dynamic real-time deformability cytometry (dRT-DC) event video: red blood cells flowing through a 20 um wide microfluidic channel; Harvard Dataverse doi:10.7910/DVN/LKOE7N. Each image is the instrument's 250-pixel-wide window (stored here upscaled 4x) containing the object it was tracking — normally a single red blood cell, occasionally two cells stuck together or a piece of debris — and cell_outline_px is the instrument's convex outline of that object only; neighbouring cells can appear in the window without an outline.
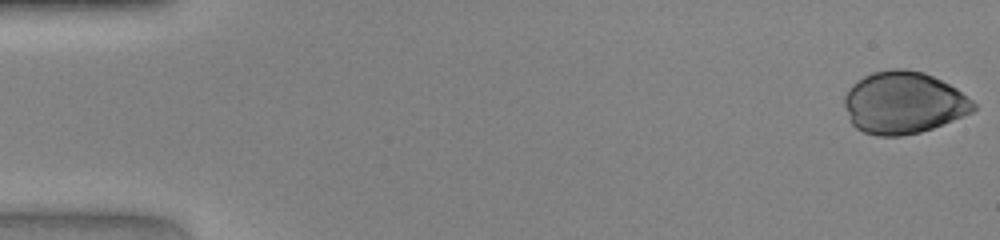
{"species": "human", "species_latin": "Homo sapiens", "temperature_condition": "warm", "stored_images_in_passage": 47, "camera_frame_rate_fps": 3000, "um_per_image_px": 0.085, "donor": {"sex": "female"}, "frame": {"image": 1, "passage_image": 1, "time_ms": 0.0, "image_size_px": [1000, 240], "cell_outline_px": [[976, 108], [972, 112], [932, 128], [920, 132], [900, 136], [880, 136], [864, 132], [856, 128], [852, 124], [844, 104], [844, 96], [848, 88], [856, 80], [872, 72], [888, 68], [904, 68], [924, 72], [956, 88], [972, 100], [976, 104]], "centroid_in_image_um": [76.77, 8.71], "position_along_channel_um": 8.2, "area_um2": 46.7}}
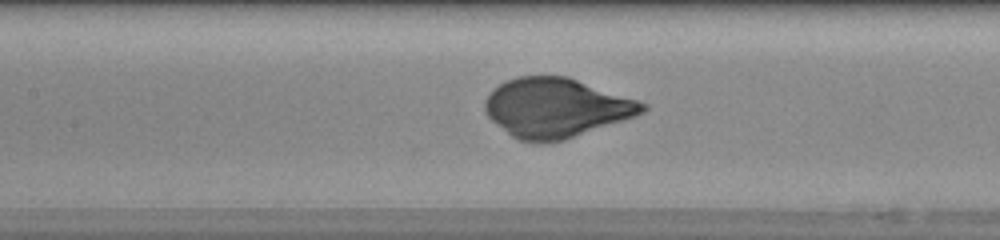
{"frame": {"image": 2, "passage_image": 22, "time_ms": 7.0, "image_size_px": [1000, 240], "cell_outline_px": [[648, 108], [644, 112], [636, 116], [564, 140], [544, 144], [540, 144], [520, 140], [512, 136], [492, 120], [488, 116], [484, 108], [484, 100], [488, 92], [492, 88], [504, 80], [520, 76], [568, 76], [648, 104]], "centroid_in_image_um": [47.24, 9.16], "position_along_channel_um": 160.2, "area_um2": 54.62}}
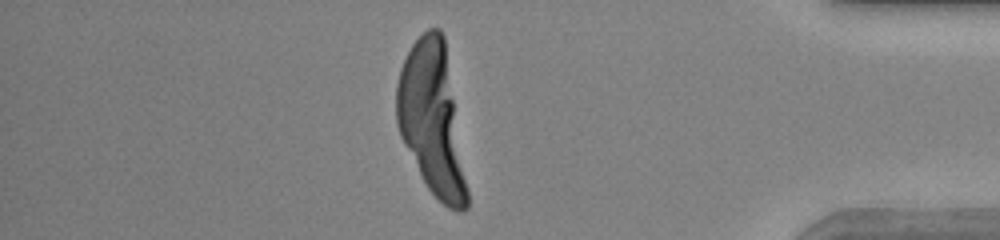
{"frame": {"image": 3, "passage_image": 41, "time_ms": 13.333, "image_size_px": [1000, 240], "cell_outline_px": [[468, 208], [464, 212], [456, 212], [448, 208], [428, 188], [404, 144], [400, 136], [396, 124], [396, 84], [400, 68], [412, 44], [428, 28], [440, 28], [444, 36], [468, 188]], "centroid_in_image_um": [36.72, 10.16], "position_along_channel_um": 398.5, "area_um2": 61.67}}